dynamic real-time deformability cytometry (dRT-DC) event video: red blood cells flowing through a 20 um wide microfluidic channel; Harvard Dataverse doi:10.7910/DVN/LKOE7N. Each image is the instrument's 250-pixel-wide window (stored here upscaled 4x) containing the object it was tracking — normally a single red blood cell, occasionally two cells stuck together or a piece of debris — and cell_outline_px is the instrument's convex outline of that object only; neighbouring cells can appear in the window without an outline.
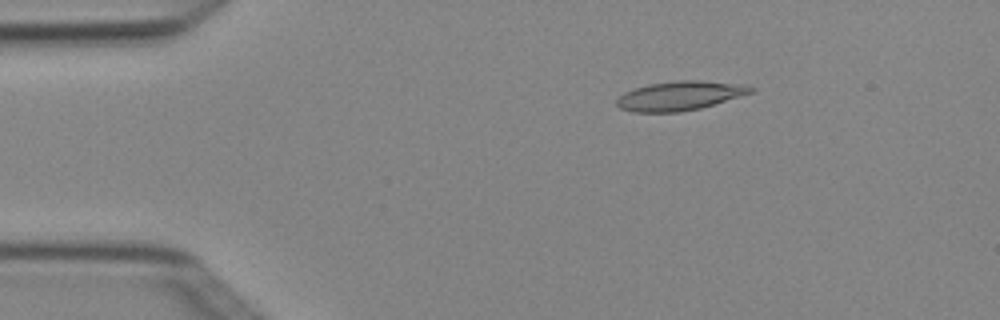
{"species": "Egyptian fruit bat (a non-hibernating species)", "species_latin": "Rousettus aegyptiacus", "temperature_condition": "cold", "stored_images_in_passage": 3, "camera_frame_rate_fps": 3000, "um_per_image_px": 0.085, "animal": {"sex": "female"}, "frame": {"image": 1, "passage_image": 2, "time_ms": 0.333, "image_size_px": [1000, 320], "cell_outline_px": [[756, 88], [752, 92], [700, 108], [680, 112], [632, 112], [620, 108], [616, 104], [616, 100], [624, 92], [648, 84], [676, 80], [700, 80], [744, 84]], "centroid_in_image_um": [57.77, 8.13], "position_along_channel_um": 27.2, "area_um2": 22.72}}